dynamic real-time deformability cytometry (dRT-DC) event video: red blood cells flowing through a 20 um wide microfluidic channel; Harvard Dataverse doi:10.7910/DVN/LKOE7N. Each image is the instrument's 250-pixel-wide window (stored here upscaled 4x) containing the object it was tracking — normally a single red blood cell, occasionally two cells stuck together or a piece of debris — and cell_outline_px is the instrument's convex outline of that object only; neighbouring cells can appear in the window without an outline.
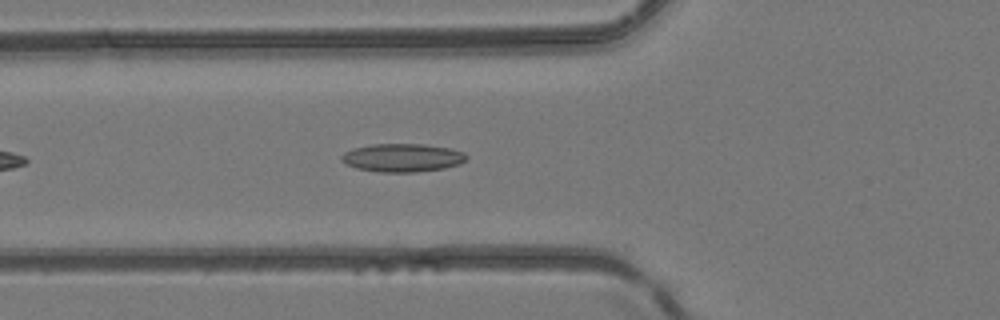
{"species": "common noctule bat (a hibernating species)", "species_latin": "Nyctalus noctula", "temperature_condition": "room temperature", "stored_images_in_passage": 12, "camera_frame_rate_fps": 3000, "um_per_image_px": 0.085, "animal": {"sex": "female", "body_mass_g": 24.6, "forearm_length_mm": 56.2}, "frame": {"image": 1, "passage_image": 6, "time_ms": 1.667, "image_size_px": [1000, 320], "cell_outline_px": [[468, 160], [460, 164], [444, 168], [416, 172], [380, 172], [356, 168], [340, 160], [340, 156], [344, 152], [352, 148], [372, 144], [424, 144], [448, 148], [464, 152], [468, 156]], "centroid_in_image_um": [34.21, 13.4], "position_along_channel_um": 91.6, "area_um2": 20.69}}
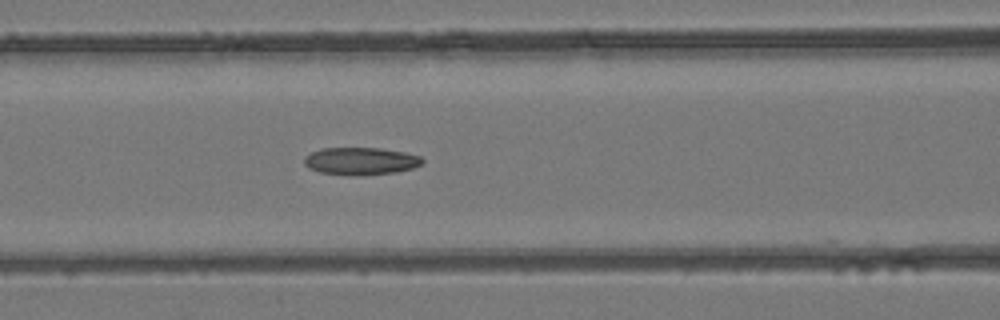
{"frame": {"image": 2, "passage_image": 9, "time_ms": 2.667, "image_size_px": [1000, 320], "cell_outline_px": [[424, 160], [420, 164], [412, 168], [396, 172], [360, 176], [320, 172], [308, 168], [304, 164], [304, 156], [312, 152], [324, 148], [380, 148], [404, 152], [420, 156]], "centroid_in_image_um": [30.64, 13.69], "position_along_channel_um": 136.0, "area_um2": 18.84}}